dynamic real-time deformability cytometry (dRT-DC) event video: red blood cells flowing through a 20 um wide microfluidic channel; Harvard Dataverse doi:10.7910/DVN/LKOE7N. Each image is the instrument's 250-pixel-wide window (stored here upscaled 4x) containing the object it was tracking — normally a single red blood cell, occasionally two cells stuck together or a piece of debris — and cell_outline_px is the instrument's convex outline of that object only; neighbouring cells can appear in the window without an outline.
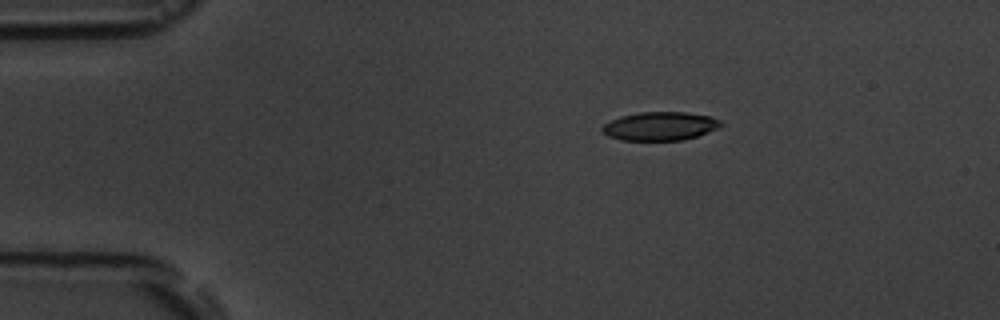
{"species": "common noctule bat (a hibernating species)", "species_latin": "Nyctalus noctula", "temperature_condition": "room temperature", "stored_images_in_passage": 6, "camera_frame_rate_fps": 3000, "um_per_image_px": 0.085, "animal": {"sex": "male", "body_mass_g": 19.5, "forearm_length_mm": 54.6}, "frame": {"image": 1, "passage_image": 3, "time_ms": 2.333, "image_size_px": [1000, 320], "cell_outline_px": [[724, 124], [708, 132], [684, 140], [620, 140], [608, 136], [600, 128], [604, 124], [620, 116], [640, 112], [684, 112], [712, 116], [720, 120]], "centroid_in_image_um": [56.11, 10.72], "position_along_channel_um": 28.9, "area_um2": 19.71}}
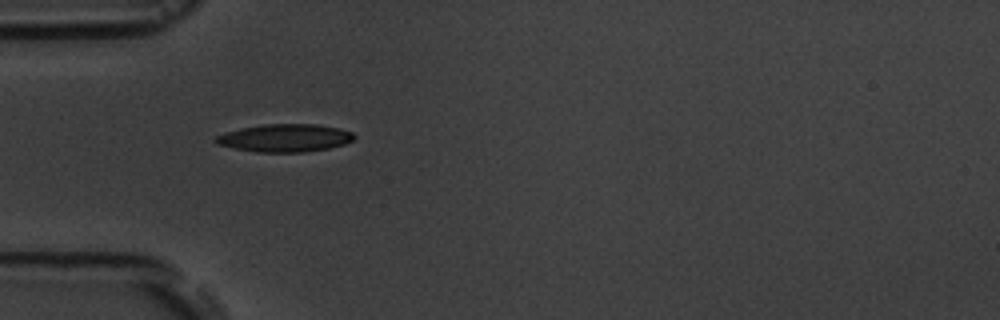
{"frame": {"image": 2, "passage_image": 5, "time_ms": 4.667, "image_size_px": [1000, 320], "cell_outline_px": [[356, 136], [352, 140], [344, 144], [328, 148], [304, 152], [256, 152], [216, 144], [212, 140], [216, 136], [240, 128], [264, 124], [316, 124], [340, 128], [352, 132]], "centroid_in_image_um": [24.22, 11.72], "position_along_channel_um": 60.8, "area_um2": 22.37}}
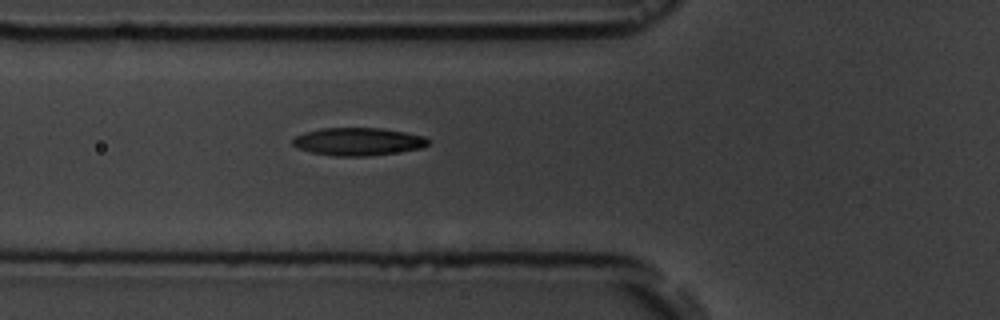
{"frame": {"image": 3, "passage_image": 6, "time_ms": 5.667, "image_size_px": [1000, 320], "cell_outline_px": [[428, 144], [420, 148], [396, 152], [368, 156], [332, 156], [312, 152], [296, 148], [292, 144], [292, 140], [296, 136], [304, 132], [320, 128], [380, 128], [404, 132], [424, 136], [428, 140]], "centroid_in_image_um": [30.38, 12.03], "position_along_channel_um": 95.4, "area_um2": 21.85}}